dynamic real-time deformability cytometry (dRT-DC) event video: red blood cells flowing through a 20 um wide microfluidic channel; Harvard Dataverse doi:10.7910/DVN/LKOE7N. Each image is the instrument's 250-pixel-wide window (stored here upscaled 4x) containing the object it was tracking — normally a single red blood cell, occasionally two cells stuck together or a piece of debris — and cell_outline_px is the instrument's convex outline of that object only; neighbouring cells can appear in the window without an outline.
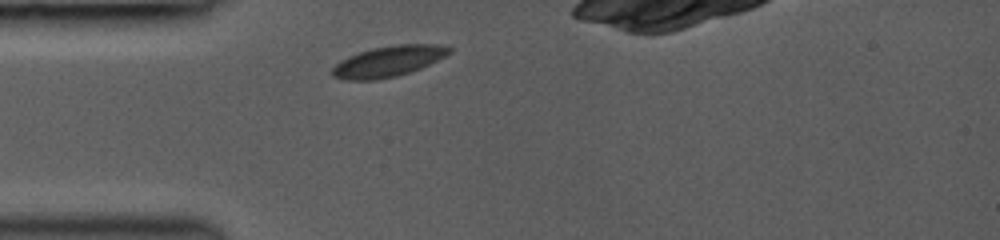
{"species": "common noctule bat (a hibernating species)", "species_latin": "Nyctalus noctula", "temperature_condition": "room temperature", "stored_images_in_passage": 3, "camera_frame_rate_fps": 3000, "um_per_image_px": 0.085, "animal": {"sex": "female", "body_mass_g": 19.0, "forearm_length_mm": 53.3}, "frame": {"image": 1, "passage_image": 1, "time_ms": 0.0, "image_size_px": [1000, 240], "cell_outline_px": [[452, 52], [420, 68], [396, 76], [376, 80], [344, 80], [332, 76], [328, 72], [340, 60], [348, 56], [372, 48], [396, 44], [440, 44], [452, 48]], "centroid_in_image_um": [32.96, 5.21], "position_along_channel_um": 52.0, "area_um2": 20.98}}
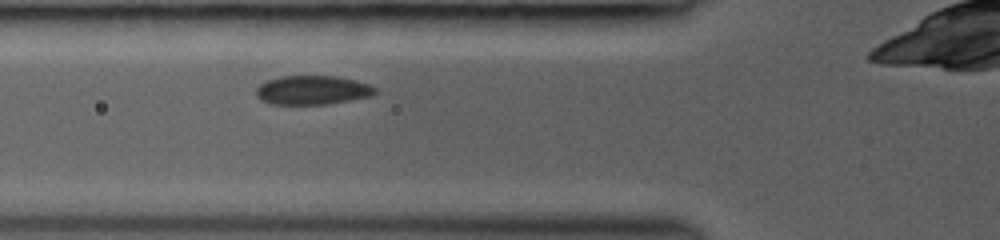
{"frame": {"image": 2, "passage_image": 3, "time_ms": 1.333, "image_size_px": [1000, 240], "cell_outline_px": [[376, 92], [372, 96], [324, 104], [268, 104], [260, 100], [256, 96], [256, 88], [260, 84], [268, 80], [280, 76], [336, 76], [356, 80], [368, 84], [376, 88]], "centroid_in_image_um": [26.52, 7.66], "position_along_channel_um": 99.3, "area_um2": 20.11}}